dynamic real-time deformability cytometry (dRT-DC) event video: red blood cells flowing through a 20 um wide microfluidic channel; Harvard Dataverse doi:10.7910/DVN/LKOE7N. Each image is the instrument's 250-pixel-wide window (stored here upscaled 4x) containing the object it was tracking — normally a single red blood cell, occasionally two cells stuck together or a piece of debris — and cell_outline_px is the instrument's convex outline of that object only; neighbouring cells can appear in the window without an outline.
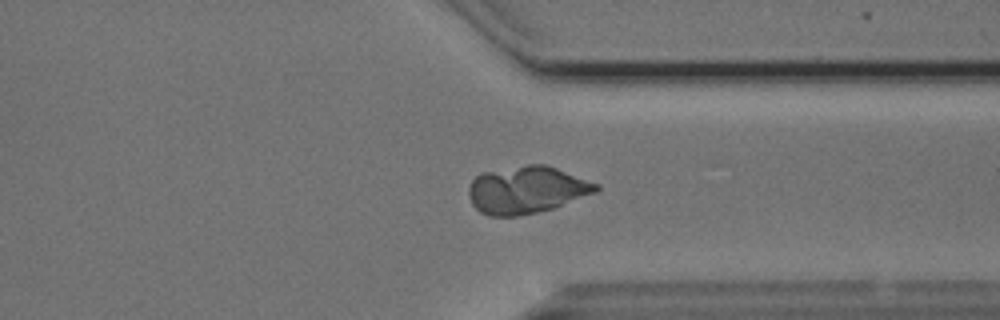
{"species": "Egyptian fruit bat (a non-hibernating species)", "species_latin": "Rousettus aegyptiacus", "temperature_condition": "cold", "stored_images_in_passage": 52, "camera_frame_rate_fps": 3000, "um_per_image_px": 0.085, "animal": {"sex": "male"}, "frame": {"image": 1, "passage_image": 38, "time_ms": 12.333, "image_size_px": [1000, 320], "cell_outline_px": [[600, 188], [596, 192], [552, 208], [536, 212], [516, 216], [488, 216], [480, 212], [472, 204], [468, 196], [468, 188], [472, 180], [480, 172], [528, 164], [544, 164], [556, 168], [600, 184]], "centroid_in_image_um": [44.73, 16.13], "position_along_channel_um": 366.7, "area_um2": 35.08}}
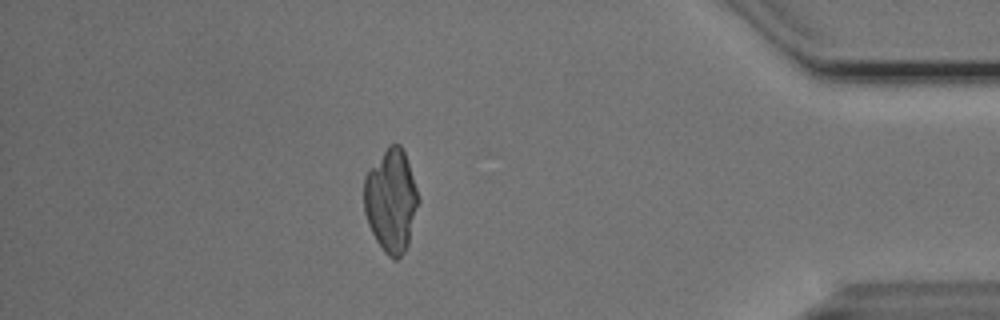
{"frame": {"image": 2, "passage_image": 44, "time_ms": 14.333, "image_size_px": [1000, 320], "cell_outline_px": [[420, 200], [408, 244], [404, 252], [396, 260], [392, 260], [384, 252], [376, 240], [368, 224], [364, 212], [364, 176], [388, 144], [400, 144], [404, 152]], "centroid_in_image_um": [33.23, 17.07], "position_along_channel_um": 402.0, "area_um2": 32.6}}